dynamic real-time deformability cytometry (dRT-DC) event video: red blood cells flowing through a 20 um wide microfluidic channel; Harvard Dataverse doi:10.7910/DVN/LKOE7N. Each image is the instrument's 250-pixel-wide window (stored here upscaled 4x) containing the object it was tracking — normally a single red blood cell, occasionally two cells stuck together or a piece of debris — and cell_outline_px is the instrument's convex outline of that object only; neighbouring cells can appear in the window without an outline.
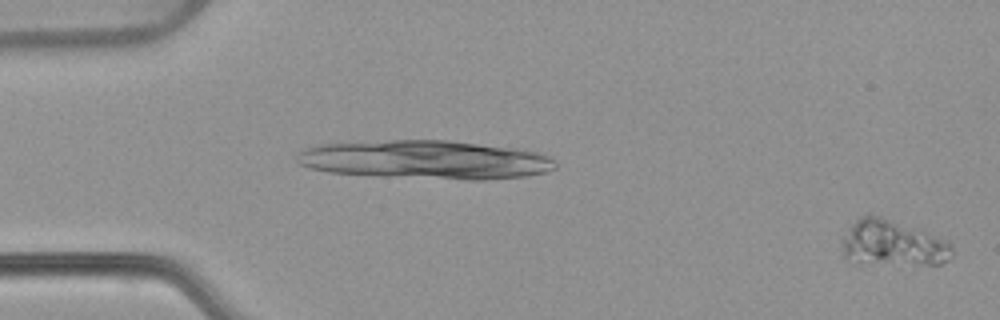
{"species": "common noctule bat (a hibernating species)", "species_latin": "Nyctalus noctula", "temperature_condition": "warm", "stored_images_in_passage": 54, "camera_frame_rate_fps": 3000, "um_per_image_px": 0.085, "animal": {"sex": "female", "body_mass_g": 22.7, "forearm_length_mm": 54.2}, "frame": {"image": 1, "passage_image": 1, "time_ms": 0.0, "image_size_px": [1000, 320], "cell_outline_px": [[952, 256], [948, 260], [940, 264], [848, 264], [844, 256], [844, 236], [848, 228], [860, 216], [868, 212], [892, 220], [924, 232], [944, 240], [952, 244]], "centroid_in_image_um": [75.81, 20.7], "position_along_channel_um": 9.2, "area_um2": 29.48}}
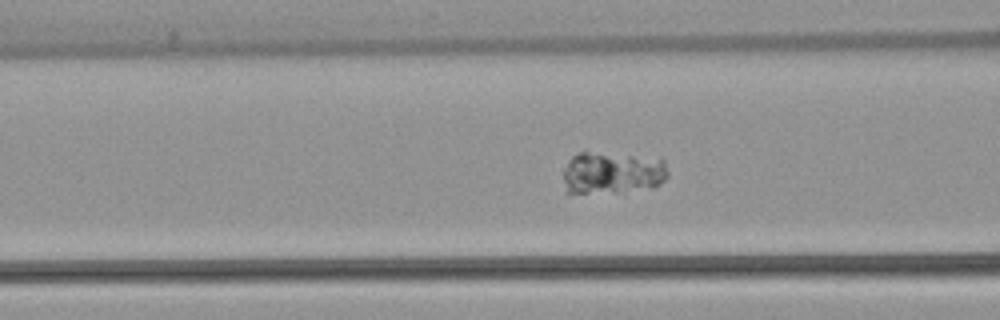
{"frame": {"image": 2, "passage_image": 21, "time_ms": 6.667, "image_size_px": [1000, 320], "cell_outline_px": [[668, 176], [660, 184], [652, 188], [568, 196], [564, 192], [564, 168], [568, 160], [572, 156], [580, 152], [588, 152], [660, 156], [664, 160], [668, 172]], "centroid_in_image_um": [52.03, 14.7], "position_along_channel_um": 114.6, "area_um2": 26.82}}
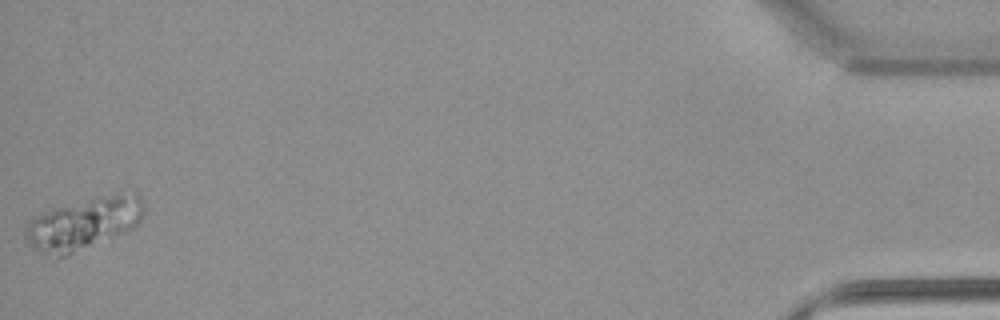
{"frame": {"image": 3, "passage_image": 54, "time_ms": 17.667, "image_size_px": [1000, 320], "cell_outline_px": [[144, 212], [140, 220], [132, 228], [64, 256], [60, 256], [40, 252], [32, 248], [24, 236], [24, 224], [32, 216], [52, 208], [120, 192], [136, 192], [140, 196], [144, 204]], "centroid_in_image_um": [7.07, 18.96], "position_along_channel_um": 428.1, "area_um2": 35.43}}